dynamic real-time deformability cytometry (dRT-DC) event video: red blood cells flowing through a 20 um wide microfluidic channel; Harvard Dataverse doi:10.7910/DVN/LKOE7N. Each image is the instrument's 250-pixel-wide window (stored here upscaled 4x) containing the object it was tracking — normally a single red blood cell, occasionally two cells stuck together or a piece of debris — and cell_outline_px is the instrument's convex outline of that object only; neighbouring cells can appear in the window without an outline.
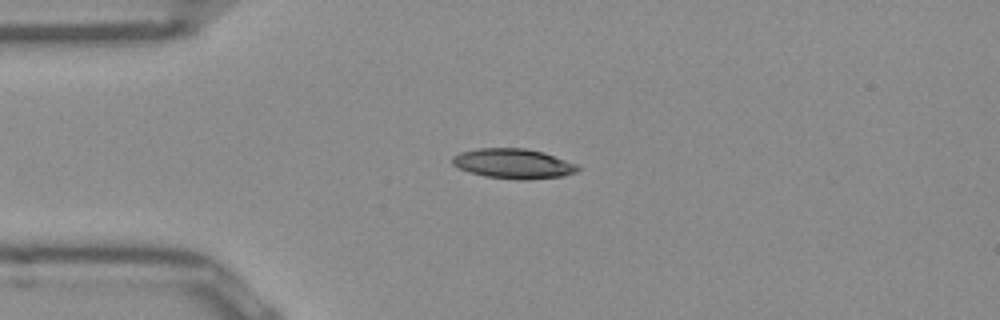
{"species": "Egyptian fruit bat (a non-hibernating species)", "species_latin": "Rousettus aegyptiacus", "temperature_condition": "room temperature", "stored_images_in_passage": 40, "camera_frame_rate_fps": 3000, "um_per_image_px": 0.085, "frame": {"image": 1, "passage_image": 1, "time_ms": 0.0, "image_size_px": [1000, 320], "cell_outline_px": [[580, 168], [576, 172], [560, 176], [520, 180], [484, 176], [468, 172], [452, 164], [452, 156], [460, 152], [480, 148], [524, 148], [544, 152], [576, 164]], "centroid_in_image_um": [43.6, 13.9], "position_along_channel_um": 41.4, "area_um2": 21.68}}
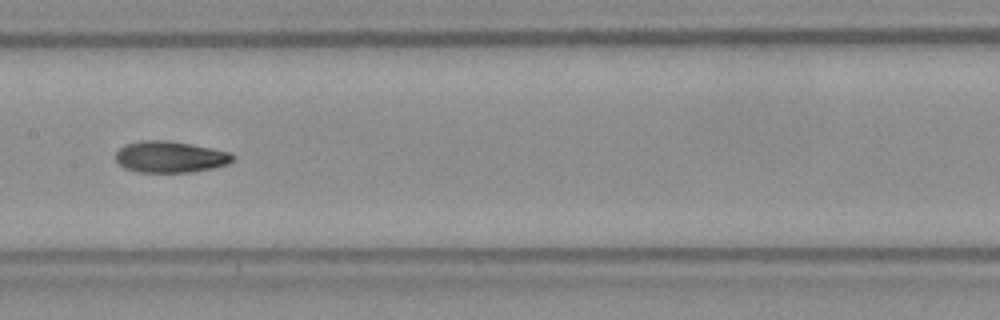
{"frame": {"image": 2, "passage_image": 14, "time_ms": 4.333, "image_size_px": [1000, 320], "cell_outline_px": [[236, 156], [228, 164], [212, 168], [192, 172], [136, 172], [124, 168], [116, 160], [116, 152], [124, 144], [140, 140], [168, 140], [192, 144], [212, 148], [228, 152]], "centroid_in_image_um": [14.45, 13.33], "position_along_channel_um": 193.0, "area_um2": 21.56}}
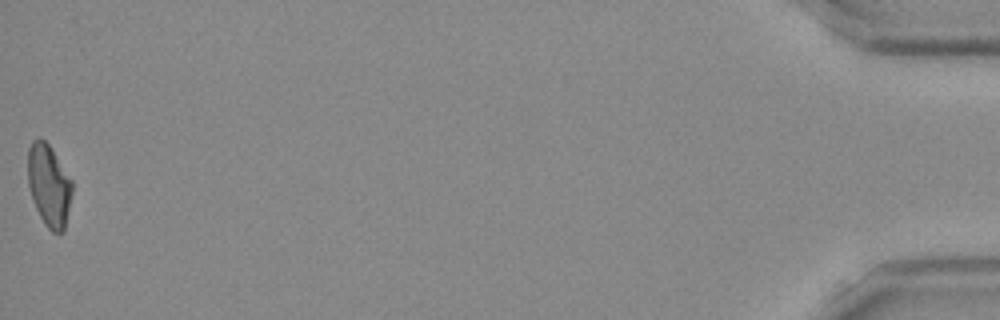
{"frame": {"image": 3, "passage_image": 40, "time_ms": 13.0, "image_size_px": [1000, 320], "cell_outline_px": [[72, 192], [64, 232], [52, 232], [44, 224], [36, 208], [28, 184], [28, 148], [32, 140], [36, 136], [40, 136], [48, 144], [72, 180]], "centroid_in_image_um": [4.15, 15.74], "position_along_channel_um": 431.0, "area_um2": 21.1}, "authors_computed_cell_mechanics": {"area_um2": 21.4438, "velocity_mm_per_s": 3.9537, "shape_relaxation_time_tau1_ms": 6.5155, "shape_relaxation_time_tau2_ms": 2.422, "deformation_change_tau1": 0.1877, "deformation_change_tau2": 0.0734}}